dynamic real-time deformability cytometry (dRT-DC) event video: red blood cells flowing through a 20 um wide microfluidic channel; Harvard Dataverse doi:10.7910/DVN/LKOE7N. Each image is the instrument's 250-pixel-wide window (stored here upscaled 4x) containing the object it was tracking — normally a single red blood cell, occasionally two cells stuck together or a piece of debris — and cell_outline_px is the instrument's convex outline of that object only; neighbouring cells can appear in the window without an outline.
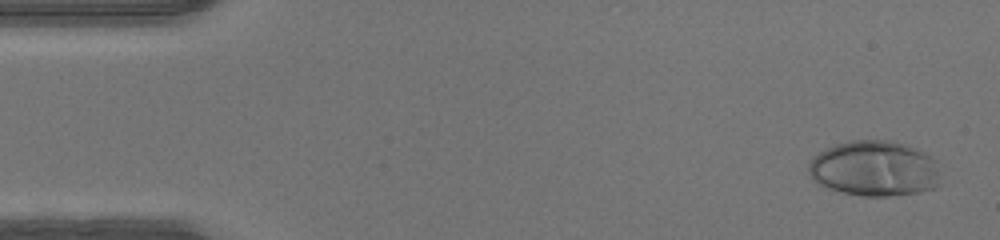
{"species": "human", "species_latin": "Homo sapiens", "temperature_condition": "warm", "stored_images_in_passage": 47, "camera_frame_rate_fps": 3000, "um_per_image_px": 0.085, "donor": {"sex": "male"}, "frame": {"image": 1, "passage_image": 2, "time_ms": 0.333, "image_size_px": [1000, 240], "cell_outline_px": [[936, 188], [920, 192], [888, 196], [860, 196], [828, 188], [816, 184], [812, 180], [808, 172], [808, 164], [812, 156], [836, 144], [852, 140], [892, 140], [908, 144], [924, 152], [936, 160]], "centroid_in_image_um": [74.27, 14.32], "position_along_channel_um": 10.7, "area_um2": 42.77}}
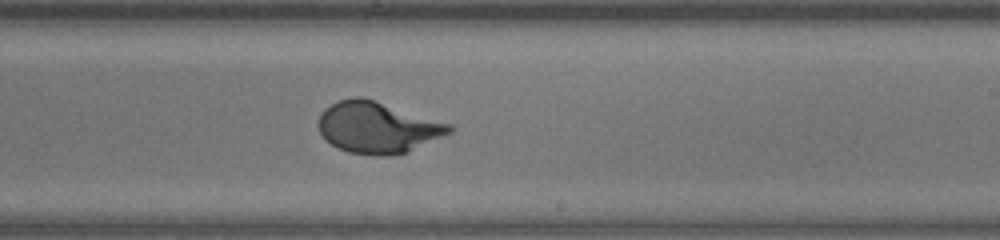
{"frame": {"image": 2, "passage_image": 28, "time_ms": 9.0, "image_size_px": [1000, 240], "cell_outline_px": [[456, 128], [452, 132], [408, 152], [388, 156], [376, 156], [348, 152], [324, 140], [320, 132], [320, 116], [324, 108], [340, 100], [356, 96], [360, 96], [452, 124]], "centroid_in_image_um": [32.12, 10.85], "position_along_channel_um": 256.9, "area_um2": 38.96}}
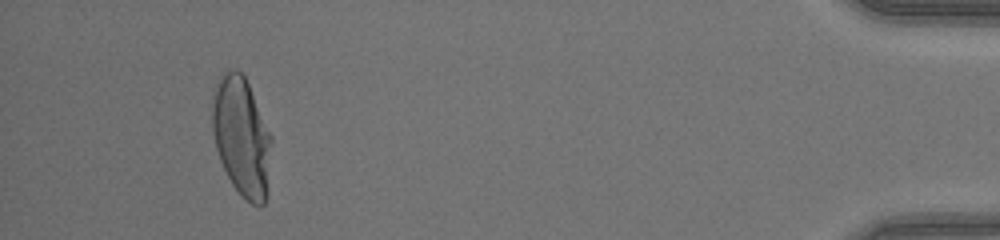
{"frame": {"image": 3, "passage_image": 44, "time_ms": 14.333, "image_size_px": [1000, 240], "cell_outline_px": [[272, 140], [268, 196], [264, 204], [252, 204], [232, 184], [220, 160], [216, 148], [212, 128], [212, 96], [216, 84], [220, 76], [228, 68], [236, 68], [244, 76], [248, 84], [272, 136]], "centroid_in_image_um": [20.54, 11.6], "position_along_channel_um": 414.7, "area_um2": 41.15}}